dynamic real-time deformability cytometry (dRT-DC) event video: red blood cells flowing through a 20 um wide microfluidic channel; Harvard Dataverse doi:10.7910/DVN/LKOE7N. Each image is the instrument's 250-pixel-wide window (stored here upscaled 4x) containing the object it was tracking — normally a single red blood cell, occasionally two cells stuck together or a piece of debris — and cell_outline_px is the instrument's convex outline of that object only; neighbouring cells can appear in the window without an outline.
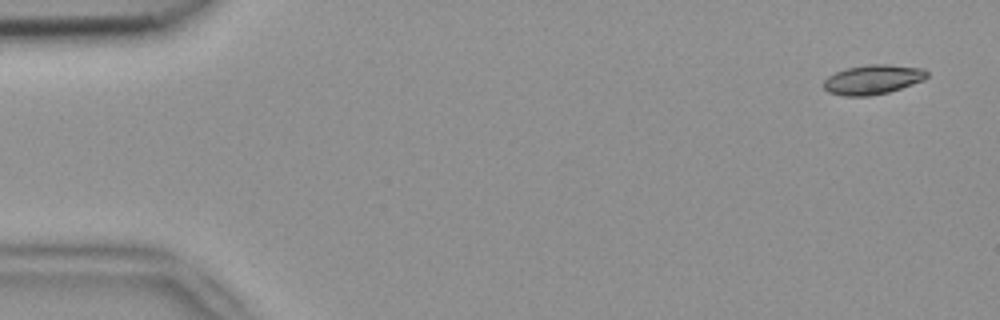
{"species": "common noctule bat (a hibernating species)", "species_latin": "Nyctalus noctula", "temperature_condition": "room temperature", "stored_images_in_passage": 6, "camera_frame_rate_fps": 3000, "um_per_image_px": 0.085, "animal": {"sex": "female", "body_mass_g": 18.4}, "frame": {"image": 1, "passage_image": 1, "time_ms": 0.0, "image_size_px": [1000, 320], "cell_outline_px": [[928, 76], [924, 80], [888, 92], [868, 96], [844, 96], [828, 92], [824, 88], [824, 80], [828, 76], [836, 72], [848, 68], [868, 64], [888, 64], [924, 68], [928, 72]], "centroid_in_image_um": [74.2, 6.75], "position_along_channel_um": 10.8, "area_um2": 17.74}}